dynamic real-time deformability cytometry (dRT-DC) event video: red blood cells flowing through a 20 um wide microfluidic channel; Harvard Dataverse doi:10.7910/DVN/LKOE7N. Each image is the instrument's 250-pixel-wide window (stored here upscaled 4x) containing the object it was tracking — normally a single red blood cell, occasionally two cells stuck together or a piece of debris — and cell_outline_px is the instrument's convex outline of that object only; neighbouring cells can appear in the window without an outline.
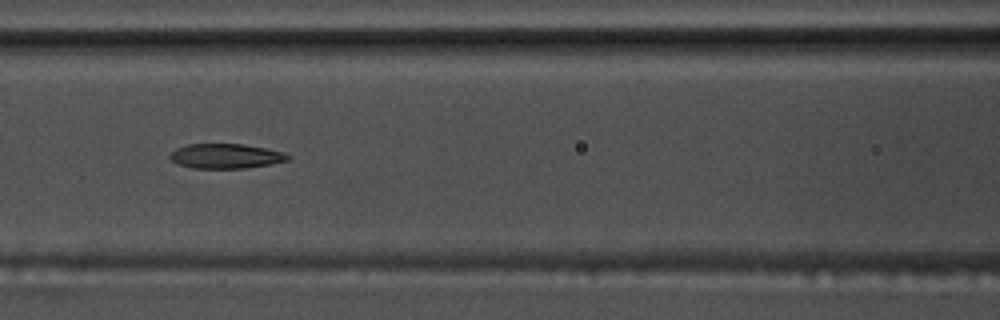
{"species": "common noctule bat (a hibernating species)", "species_latin": "Nyctalus noctula", "temperature_condition": "warm", "stored_images_in_passage": 44, "camera_frame_rate_fps": 3000, "um_per_image_px": 0.085, "animal": {"sex": "male", "body_mass_g": 17.5, "forearm_length_mm": 52.3}, "frame": {"image": 1, "passage_image": 14, "time_ms": 4.333, "image_size_px": [1000, 320], "cell_outline_px": [[292, 156], [288, 160], [268, 164], [244, 168], [192, 168], [180, 164], [172, 160], [168, 156], [176, 148], [188, 144], [240, 144], [264, 148], [284, 152]], "centroid_in_image_um": [19.18, 13.26], "position_along_channel_um": 147.4, "area_um2": 16.76}}
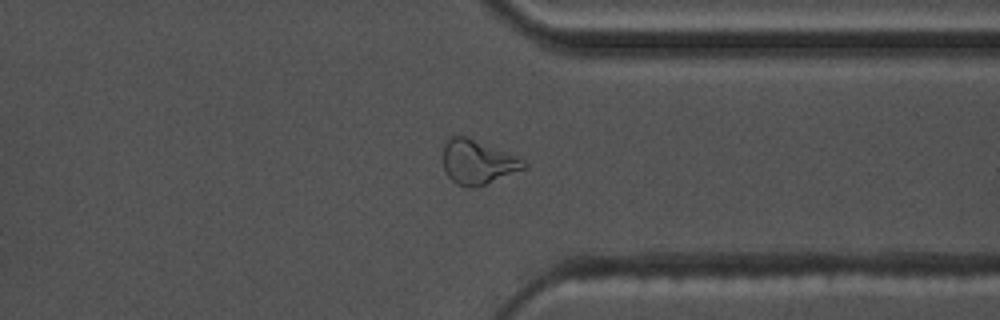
{"frame": {"image": 2, "passage_image": 32, "time_ms": 10.333, "image_size_px": [1000, 320], "cell_outline_px": [[528, 164], [524, 168], [476, 188], [468, 188], [456, 184], [448, 176], [444, 168], [444, 144], [452, 136], [464, 136], [520, 156]], "centroid_in_image_um": [40.62, 13.79], "position_along_channel_um": 370.8, "area_um2": 20.69}}
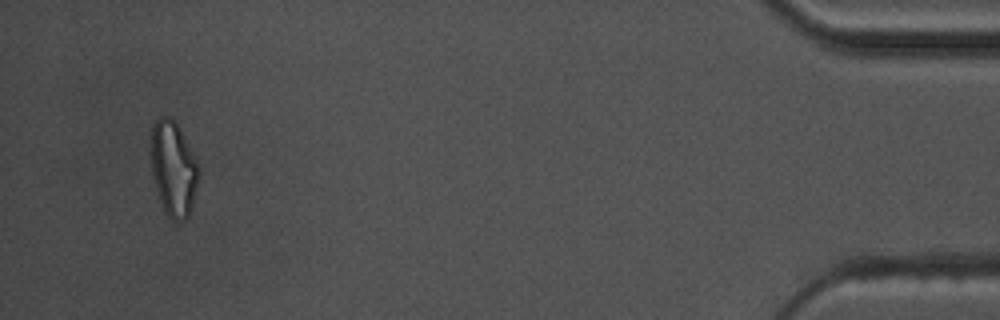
{"frame": {"image": 3, "passage_image": 42, "time_ms": 13.667, "image_size_px": [1000, 320], "cell_outline_px": [[200, 176], [192, 204], [188, 216], [176, 228], [168, 216], [160, 200], [152, 176], [152, 124], [160, 116], [168, 116], [176, 120], [200, 168]], "centroid_in_image_um": [14.76, 14.37], "position_along_channel_um": 420.4, "area_um2": 26.59}, "authors_computed_cell_mechanics": {"area_um2": 18.1781, "velocity_mm_per_s": 3.7477, "shape_relaxation_time_tau1_ms": null, "shape_relaxation_time_tau2_ms": 4.1661, "deformation_change_tau1": null, "deformation_change_tau2": 0.126}}